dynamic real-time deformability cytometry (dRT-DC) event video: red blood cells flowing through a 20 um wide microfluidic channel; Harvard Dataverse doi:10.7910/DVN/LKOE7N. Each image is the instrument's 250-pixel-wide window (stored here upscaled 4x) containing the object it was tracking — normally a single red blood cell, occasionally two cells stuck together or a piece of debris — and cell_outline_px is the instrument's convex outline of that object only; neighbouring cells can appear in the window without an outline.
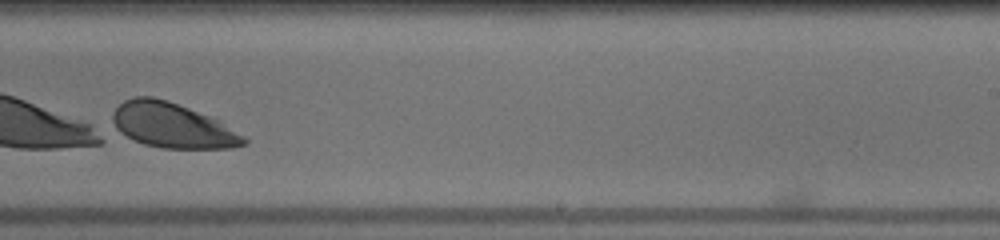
{"species": "human", "species_latin": "Homo sapiens", "temperature_condition": "warm", "stored_images_in_passage": 36, "segment_of_instrument_passage": [2, 2], "camera_frame_rate_fps": 3000, "um_per_image_px": 0.085, "donor": {"sex": "male"}, "frame": {"image": 1, "passage_image": 23, "time_ms": 7.333, "image_size_px": [1000, 240], "cell_outline_px": [[248, 144], [232, 148], [164, 148], [144, 144], [120, 132], [116, 128], [112, 120], [112, 112], [124, 100], [136, 96], [152, 96], [168, 100], [220, 120], [244, 136], [248, 140]], "centroid_in_image_um": [14.67, 10.65], "position_along_channel_um": 274.3, "area_um2": 34.33}}